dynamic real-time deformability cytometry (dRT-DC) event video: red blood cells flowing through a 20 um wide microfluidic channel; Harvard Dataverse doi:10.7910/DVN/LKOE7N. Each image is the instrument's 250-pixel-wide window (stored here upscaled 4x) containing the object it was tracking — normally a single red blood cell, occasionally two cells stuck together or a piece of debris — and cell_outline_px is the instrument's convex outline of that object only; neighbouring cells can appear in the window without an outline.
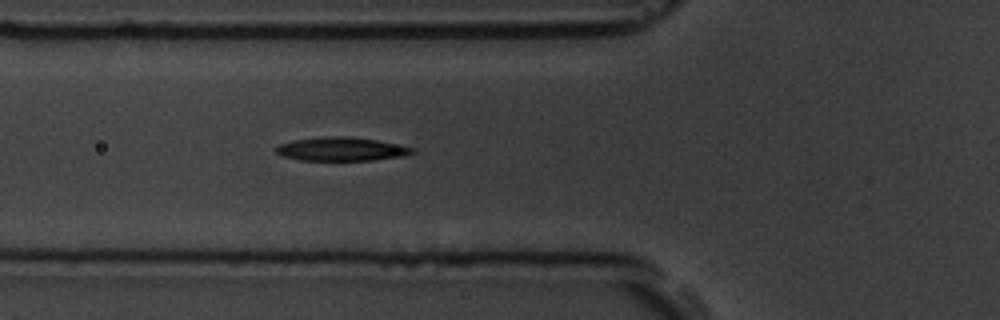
{"species": "common noctule bat (a hibernating species)", "species_latin": "Nyctalus noctula", "temperature_condition": "room temperature", "stored_images_in_passage": 5, "segment_of_instrument_passage": [1, 2], "camera_frame_rate_fps": 3000, "um_per_image_px": 0.085, "animal": {"sex": "male", "body_mass_g": 19.5, "forearm_length_mm": 54.6}, "frame": {"image": 1, "passage_image": 4, "time_ms": 3.333, "image_size_px": [1000, 320], "cell_outline_px": [[416, 152], [400, 156], [372, 160], [300, 160], [284, 156], [276, 152], [272, 148], [280, 144], [296, 140], [336, 136], [348, 136], [376, 140], [416, 148]], "centroid_in_image_um": [29.02, 12.67], "position_along_channel_um": 96.8, "area_um2": 18.44}}